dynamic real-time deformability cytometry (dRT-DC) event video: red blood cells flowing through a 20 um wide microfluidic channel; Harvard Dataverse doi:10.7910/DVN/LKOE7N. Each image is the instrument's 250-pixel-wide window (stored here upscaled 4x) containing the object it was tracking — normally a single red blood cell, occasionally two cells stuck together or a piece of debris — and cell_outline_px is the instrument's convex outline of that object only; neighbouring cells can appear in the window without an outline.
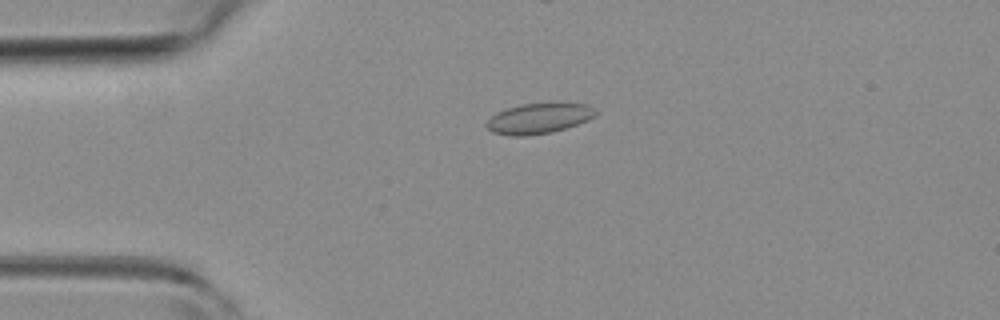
{"species": "common noctule bat (a hibernating species)", "species_latin": "Nyctalus noctula", "temperature_condition": "room temperature", "stored_images_in_passage": 32, "camera_frame_rate_fps": 3000, "um_per_image_px": 0.085, "animal": {"sex": "female", "body_mass_g": 19.3, "forearm_length_mm": 54.1}, "frame": {"image": 1, "passage_image": 3, "time_ms": 0.667, "image_size_px": [1000, 320], "cell_outline_px": [[596, 116], [588, 120], [552, 132], [524, 136], [512, 136], [492, 132], [484, 124], [496, 112], [504, 108], [520, 104], [588, 104], [596, 112]], "centroid_in_image_um": [45.74, 10.07], "position_along_channel_um": 39.3, "area_um2": 19.07}}
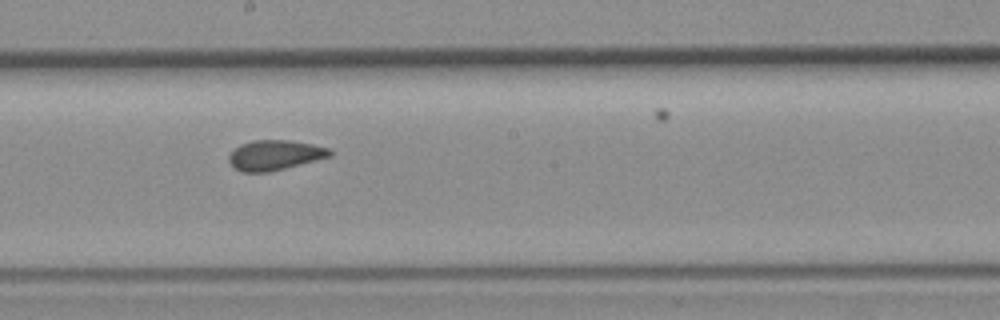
{"frame": {"image": 2, "passage_image": 19, "time_ms": 6.0, "image_size_px": [1000, 320], "cell_outline_px": [[332, 156], [268, 172], [244, 172], [236, 168], [228, 160], [228, 156], [240, 144], [252, 140], [288, 140], [312, 144], [328, 148], [332, 152]], "centroid_in_image_um": [23.36, 13.17], "position_along_channel_um": 224.8, "area_um2": 17.4}}
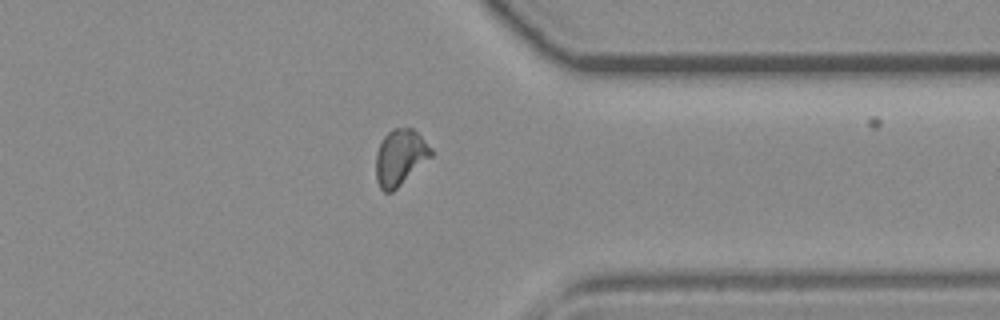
{"frame": {"image": 3, "passage_image": 31, "time_ms": 10.0, "image_size_px": [1000, 320], "cell_outline_px": [[432, 156], [392, 192], [384, 192], [380, 188], [376, 180], [376, 152], [384, 136], [392, 128], [412, 128], [432, 148]], "centroid_in_image_um": [33.99, 13.37], "position_along_channel_um": 377.4, "area_um2": 17.8}}